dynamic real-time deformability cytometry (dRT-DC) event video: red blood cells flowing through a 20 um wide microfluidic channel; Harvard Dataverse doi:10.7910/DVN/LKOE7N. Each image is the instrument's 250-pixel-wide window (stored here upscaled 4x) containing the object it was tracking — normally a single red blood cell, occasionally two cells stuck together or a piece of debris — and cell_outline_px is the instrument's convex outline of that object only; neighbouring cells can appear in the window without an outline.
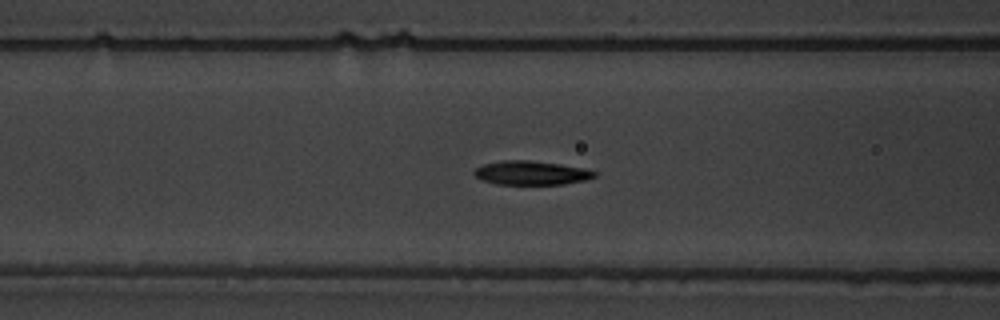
{"species": "common noctule bat (a hibernating species)", "species_latin": "Nyctalus noctula", "temperature_condition": "warm", "stored_images_in_passage": 31, "camera_frame_rate_fps": 3000, "um_per_image_px": 0.085, "animal": {"sex": "male", "body_mass_g": 19.5, "forearm_length_mm": 54.6}, "frame": {"image": 1, "passage_image": 5, "time_ms": 1.333, "image_size_px": [1000, 320], "cell_outline_px": [[596, 176], [584, 180], [564, 184], [496, 184], [480, 180], [472, 172], [476, 168], [484, 164], [504, 160], [528, 160], [560, 164], [584, 168], [596, 172]], "centroid_in_image_um": [45.13, 14.69], "position_along_channel_um": 121.5, "area_um2": 16.7}}
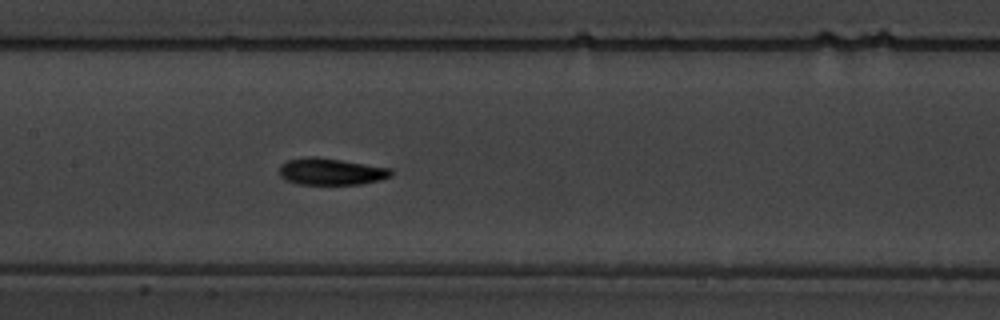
{"frame": {"image": 2, "passage_image": 10, "time_ms": 3.0, "image_size_px": [1000, 320], "cell_outline_px": [[392, 176], [380, 180], [360, 184], [296, 184], [280, 176], [280, 164], [288, 160], [308, 156], [316, 156], [392, 168]], "centroid_in_image_um": [28.15, 14.58], "position_along_channel_um": 179.3, "area_um2": 17.46}}